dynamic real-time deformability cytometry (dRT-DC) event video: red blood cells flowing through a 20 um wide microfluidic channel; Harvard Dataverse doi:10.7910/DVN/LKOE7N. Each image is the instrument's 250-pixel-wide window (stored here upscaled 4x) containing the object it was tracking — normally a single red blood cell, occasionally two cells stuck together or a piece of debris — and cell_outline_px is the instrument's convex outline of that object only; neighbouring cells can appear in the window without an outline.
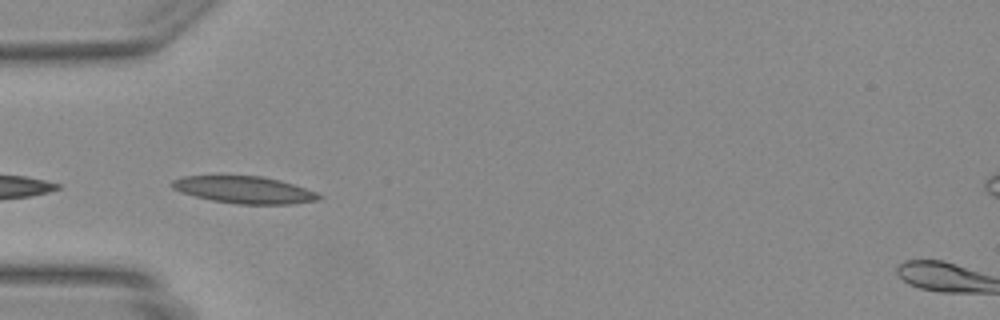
{"species": "Egyptian fruit bat (a non-hibernating species)", "species_latin": "Rousettus aegyptiacus", "temperature_condition": "warm", "stored_images_in_passage": 33, "camera_frame_rate_fps": 3000, "um_per_image_px": 0.085, "animal": {"sex": "female"}, "frame": {"image": 1, "passage_image": 1, "time_ms": 0.0, "image_size_px": [1000, 320], "cell_outline_px": [[324, 196], [320, 200], [292, 204], [240, 204], [212, 200], [180, 192], [172, 188], [168, 184], [172, 180], [184, 176], [260, 176], [280, 180], [316, 192]], "centroid_in_image_um": [20.76, 16.14], "position_along_channel_um": 64.2, "area_um2": 23.12}}
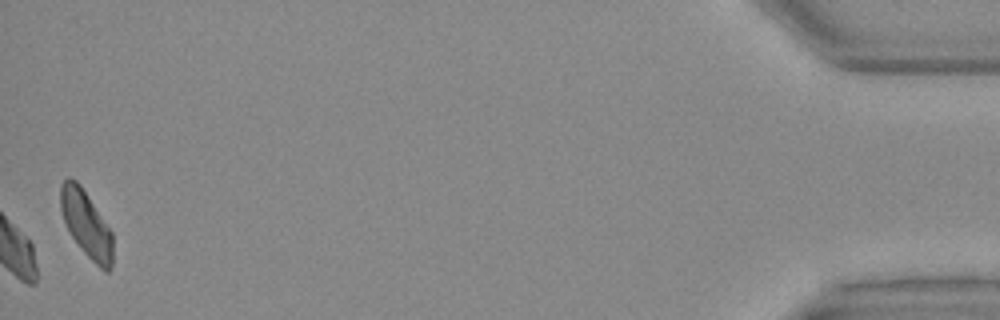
{"frame": {"image": 2, "passage_image": 33, "time_ms": 10.667, "image_size_px": [1000, 320], "cell_outline_px": [[112, 268], [108, 272], [104, 272], [80, 248], [72, 236], [64, 220], [60, 208], [60, 184], [68, 176], [76, 180], [80, 184], [112, 232]], "centroid_in_image_um": [7.33, 19.03], "position_along_channel_um": 427.9, "area_um2": 20.06}}